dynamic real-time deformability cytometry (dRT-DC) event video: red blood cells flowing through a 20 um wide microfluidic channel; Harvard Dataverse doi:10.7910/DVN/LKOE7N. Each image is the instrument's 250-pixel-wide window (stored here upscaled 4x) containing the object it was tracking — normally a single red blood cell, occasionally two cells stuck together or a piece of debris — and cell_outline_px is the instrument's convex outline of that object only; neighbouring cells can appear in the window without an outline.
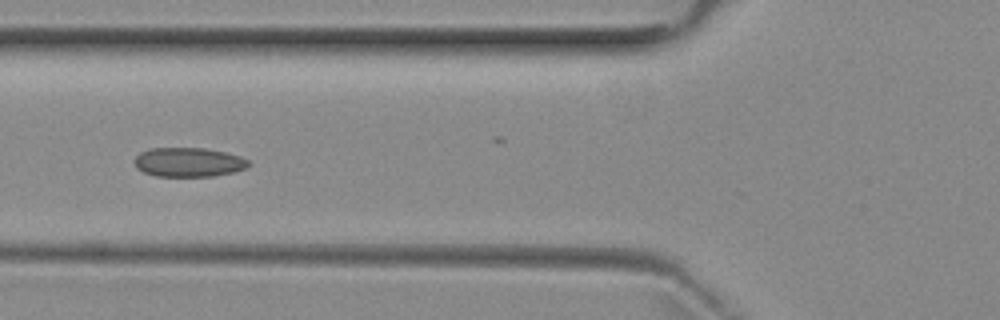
{"species": "common noctule bat (a hibernating species)", "species_latin": "Nyctalus noctula", "temperature_condition": "room temperature", "stored_images_in_passage": 5, "camera_frame_rate_fps": 3000, "um_per_image_px": 0.085, "animal": {"sex": "female", "body_mass_g": 29.2, "forearm_length_mm": 56.3}, "frame": {"image": 1, "passage_image": 5, "time_ms": 5.0, "image_size_px": [1000, 320], "cell_outline_px": [[252, 164], [248, 168], [232, 172], [212, 176], [156, 176], [144, 172], [136, 168], [132, 160], [140, 152], [148, 148], [204, 148], [224, 152], [240, 156], [248, 160]], "centroid_in_image_um": [16.01, 13.78], "position_along_channel_um": 109.8, "area_um2": 19.59}}